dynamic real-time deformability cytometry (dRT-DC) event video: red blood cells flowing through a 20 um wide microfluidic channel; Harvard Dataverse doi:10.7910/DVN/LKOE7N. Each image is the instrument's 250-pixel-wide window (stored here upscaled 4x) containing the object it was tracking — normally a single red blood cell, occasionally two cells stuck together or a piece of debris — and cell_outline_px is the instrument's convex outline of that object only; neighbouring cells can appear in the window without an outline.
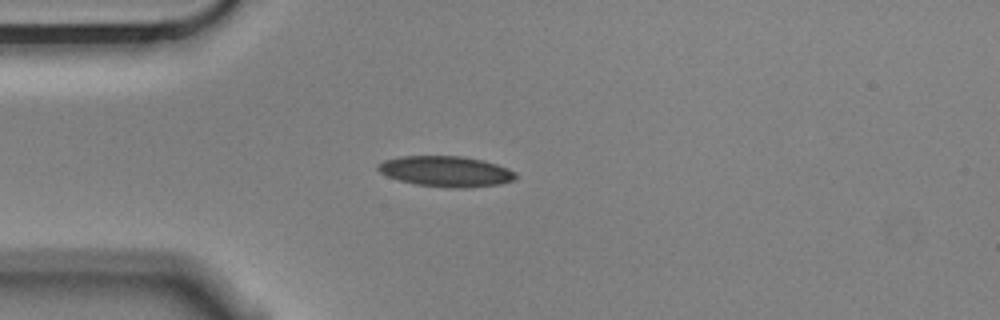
{"species": "Egyptian fruit bat (a non-hibernating species)", "species_latin": "Rousettus aegyptiacus", "temperature_condition": "cold", "stored_images_in_passage": 3, "camera_frame_rate_fps": 3000, "um_per_image_px": 0.085, "animal": {"sex": "male"}, "frame": {"image": 1, "passage_image": 3, "time_ms": 0.667, "image_size_px": [1000, 320], "cell_outline_px": [[516, 180], [500, 184], [468, 188], [452, 188], [416, 184], [400, 180], [388, 176], [380, 172], [376, 168], [376, 164], [384, 160], [400, 156], [464, 156], [484, 160], [508, 168], [516, 172]], "centroid_in_image_um": [37.93, 14.56], "position_along_channel_um": 47.1, "area_um2": 24.74}}